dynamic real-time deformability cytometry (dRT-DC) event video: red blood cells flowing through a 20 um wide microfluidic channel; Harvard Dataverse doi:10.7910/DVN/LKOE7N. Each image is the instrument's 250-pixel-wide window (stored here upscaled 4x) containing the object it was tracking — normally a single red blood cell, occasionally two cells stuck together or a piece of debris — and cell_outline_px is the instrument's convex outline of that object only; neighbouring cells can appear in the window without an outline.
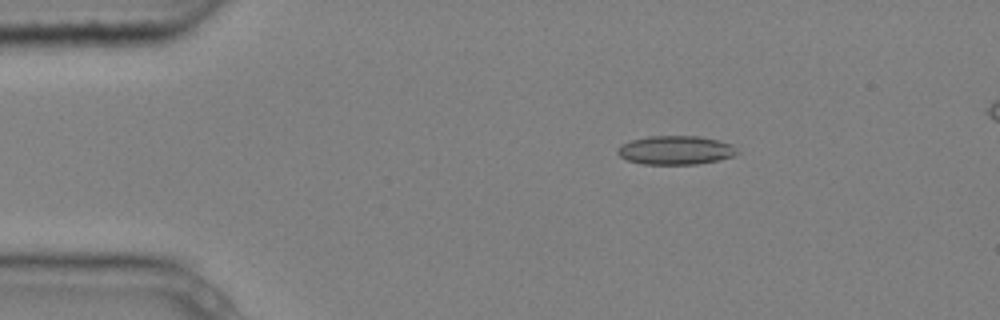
{"species": "common noctule bat (a hibernating species)", "species_latin": "Nyctalus noctula", "temperature_condition": "cold", "stored_images_in_passage": 9, "camera_frame_rate_fps": 3000, "um_per_image_px": 0.085, "animal": {"sex": "male", "body_mass_g": 20.4}, "frame": {"image": 1, "passage_image": 1, "time_ms": 0.0, "image_size_px": [1000, 320], "cell_outline_px": [[740, 152], [732, 156], [716, 160], [696, 164], [644, 164], [628, 160], [620, 156], [616, 152], [620, 144], [632, 140], [648, 136], [700, 136], [732, 144]], "centroid_in_image_um": [57.41, 12.76], "position_along_channel_um": 27.6, "area_um2": 19.94}}
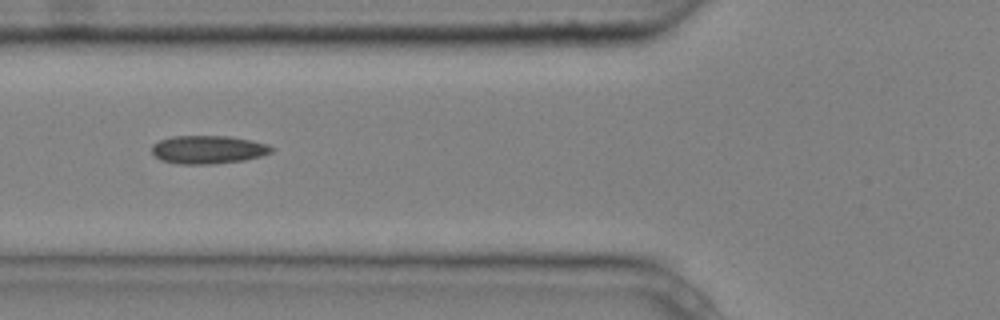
{"frame": {"image": 2, "passage_image": 4, "time_ms": 1.0, "image_size_px": [1000, 320], "cell_outline_px": [[276, 148], [272, 152], [260, 156], [244, 160], [212, 164], [176, 164], [160, 160], [152, 152], [152, 144], [160, 140], [172, 136], [228, 136], [268, 144]], "centroid_in_image_um": [17.68, 12.72], "position_along_channel_um": 108.1, "area_um2": 19.71}}